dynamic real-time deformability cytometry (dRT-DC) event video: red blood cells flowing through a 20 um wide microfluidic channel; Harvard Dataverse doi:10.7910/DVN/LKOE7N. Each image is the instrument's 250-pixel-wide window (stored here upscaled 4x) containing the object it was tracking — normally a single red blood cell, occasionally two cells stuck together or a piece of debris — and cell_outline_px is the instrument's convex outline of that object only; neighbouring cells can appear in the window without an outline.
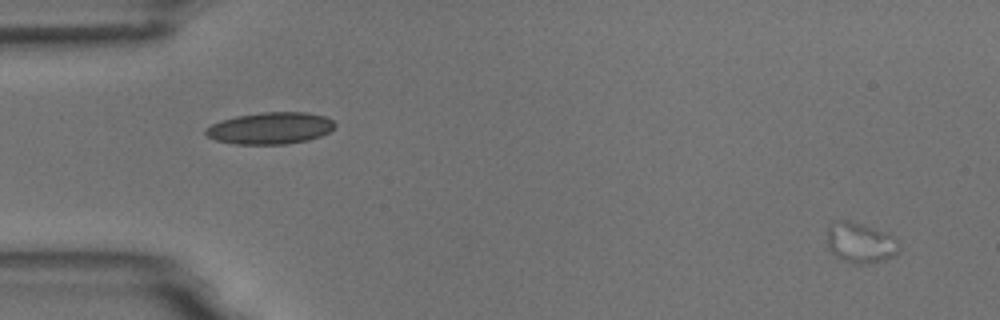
{"species": "common noctule bat (a hibernating species)", "species_latin": "Nyctalus noctula", "temperature_condition": "room temperature", "stored_images_in_passage": 6, "camera_frame_rate_fps": 3000, "um_per_image_px": 0.085, "animal": {"sex": "male", "body_mass_g": 18.8}, "frame": {"image": 1, "passage_image": 1, "time_ms": 0.0, "image_size_px": [1000, 320], "cell_outline_px": [[900, 252], [884, 260], [868, 264], [852, 264], [836, 256], [828, 248], [828, 224], [832, 220], [852, 220], [892, 232], [896, 240]], "centroid_in_image_um": [73.15, 20.59], "position_along_channel_um": 11.9, "area_um2": 17.57}}
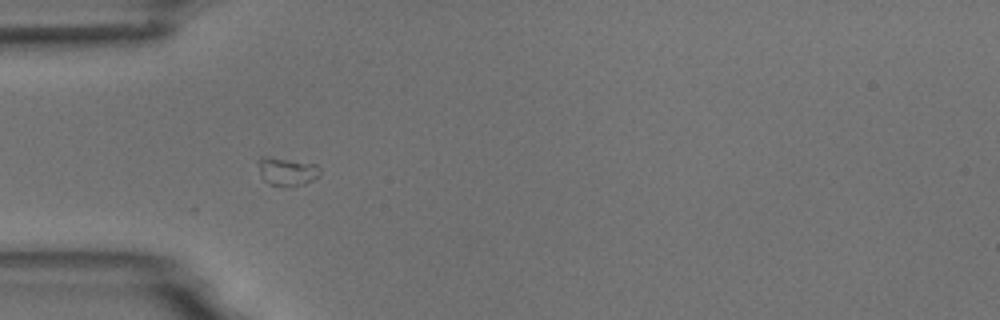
{"frame": {"image": 2, "passage_image": 5, "time_ms": 4.667, "image_size_px": [1000, 320], "cell_outline_px": [[320, 176], [304, 184], [284, 188], [268, 184], [264, 180], [260, 172], [260, 156], [264, 156], [316, 164], [320, 168]], "centroid_in_image_um": [24.42, 14.61], "position_along_channel_um": 60.6, "area_um2": 10.12}}